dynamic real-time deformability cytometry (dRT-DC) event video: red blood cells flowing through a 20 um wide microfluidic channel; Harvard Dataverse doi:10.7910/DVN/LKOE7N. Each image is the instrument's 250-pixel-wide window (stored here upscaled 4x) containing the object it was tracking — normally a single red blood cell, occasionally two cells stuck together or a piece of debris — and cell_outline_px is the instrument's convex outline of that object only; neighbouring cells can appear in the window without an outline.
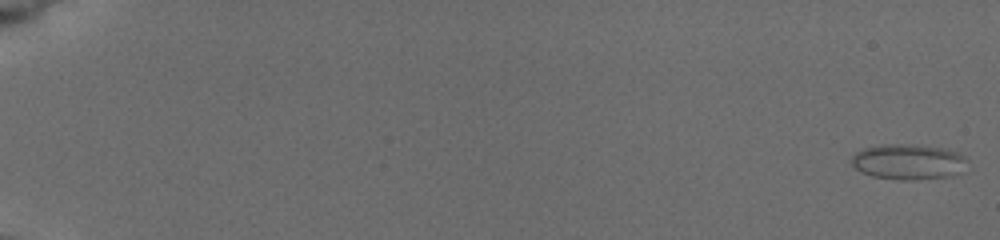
{"species": "common noctule bat (a hibernating species)", "species_latin": "Nyctalus noctula", "temperature_condition": "cold", "stored_images_in_passage": 10, "camera_frame_rate_fps": 3000, "um_per_image_px": 0.085, "animal": {"sex": "female", "body_mass_g": 19.5, "forearm_length_mm": 54.1}, "frame": {"image": 1, "passage_image": 1, "time_ms": 0.0, "image_size_px": [1000, 240], "cell_outline_px": [[968, 160], [960, 172], [948, 176], [912, 180], [904, 180], [872, 176], [860, 172], [852, 164], [852, 156], [856, 152], [864, 148], [884, 144], [916, 144], [944, 148], [956, 152], [964, 156]], "centroid_in_image_um": [77.19, 13.74], "position_along_channel_um": 7.8, "area_um2": 23.81}}
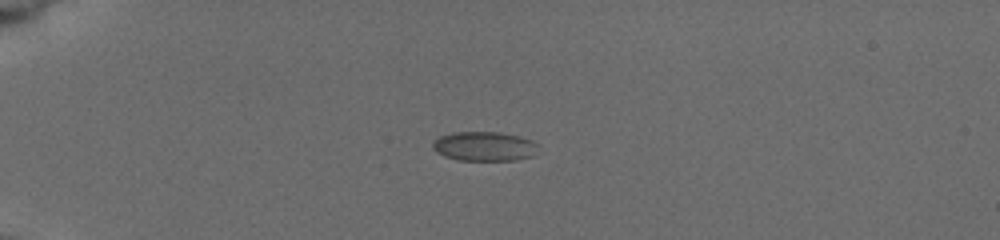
{"frame": {"image": 2, "passage_image": 7, "time_ms": 5.0, "image_size_px": [1000, 240], "cell_outline_px": [[540, 144], [532, 156], [516, 160], [460, 160], [444, 156], [436, 152], [432, 148], [432, 144], [440, 136], [452, 132], [500, 132], [520, 136], [532, 140]], "centroid_in_image_um": [41.19, 12.43], "position_along_channel_um": 43.8, "area_um2": 18.15}}
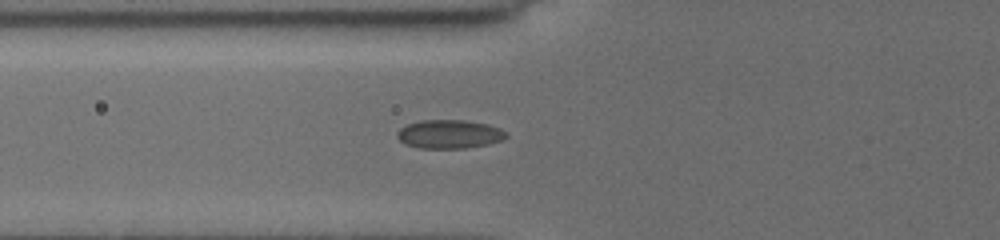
{"frame": {"image": 3, "passage_image": 10, "time_ms": 7.333, "image_size_px": [1000, 240], "cell_outline_px": [[508, 136], [504, 140], [488, 144], [464, 148], [420, 148], [404, 144], [396, 136], [396, 132], [400, 128], [408, 124], [420, 120], [464, 120], [488, 124], [500, 128], [508, 132]], "centroid_in_image_um": [38.21, 11.4], "position_along_channel_um": 87.6, "area_um2": 18.38}}